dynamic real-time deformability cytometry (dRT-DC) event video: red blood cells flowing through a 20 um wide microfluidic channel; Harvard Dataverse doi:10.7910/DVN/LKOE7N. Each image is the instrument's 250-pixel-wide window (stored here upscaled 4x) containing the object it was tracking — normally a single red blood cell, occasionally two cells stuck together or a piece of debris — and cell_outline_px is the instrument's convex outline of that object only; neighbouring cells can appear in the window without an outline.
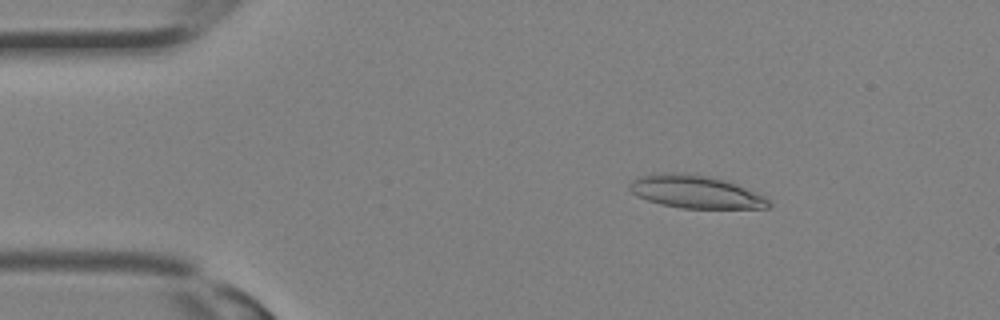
{"species": "Egyptian fruit bat (a non-hibernating species)", "species_latin": "Rousettus aegyptiacus", "temperature_condition": "room temperature", "stored_images_in_passage": 14, "camera_frame_rate_fps": 3000, "um_per_image_px": 0.085, "animal": {"sex": "female"}, "frame": {"image": 1, "passage_image": 4, "time_ms": 1.0, "image_size_px": [1000, 320], "cell_outline_px": [[772, 204], [768, 208], [680, 208], [660, 204], [636, 196], [628, 188], [628, 184], [632, 180], [640, 176], [664, 172], [680, 172], [704, 176], [724, 180], [756, 192], [764, 196]], "centroid_in_image_um": [59.08, 16.31], "position_along_channel_um": 25.9, "area_um2": 26.47}}
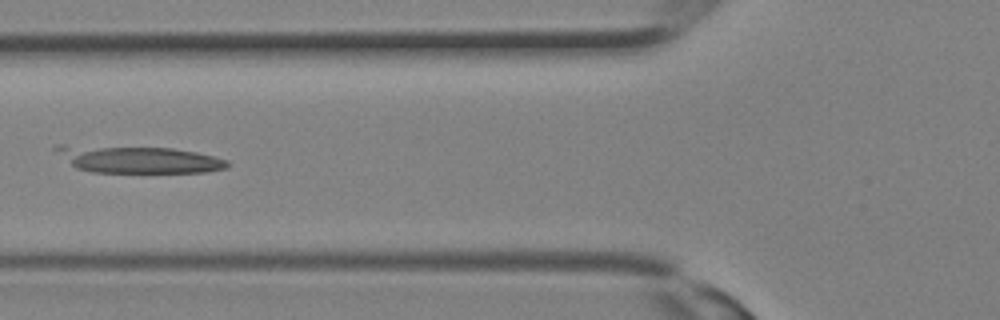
{"frame": {"image": 2, "passage_image": 11, "time_ms": 3.333, "image_size_px": [1000, 320], "cell_outline_px": [[228, 164], [224, 168], [204, 172], [92, 172], [76, 168], [52, 148], [52, 144], [64, 144], [172, 148], [196, 152], [228, 160]], "centroid_in_image_um": [11.66, 13.52], "position_along_channel_um": 114.1, "area_um2": 27.11}}
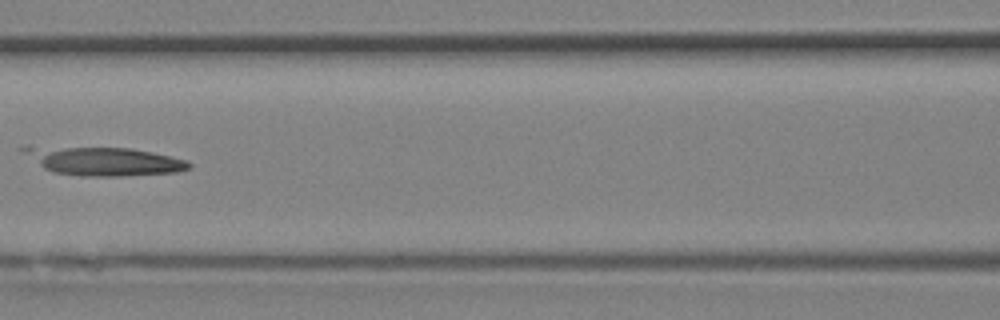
{"frame": {"image": 3, "passage_image": 13, "time_ms": 4.0, "image_size_px": [1000, 320], "cell_outline_px": [[192, 168], [176, 172], [120, 176], [80, 176], [56, 172], [44, 168], [16, 148], [132, 148], [172, 156], [184, 160], [192, 164]], "centroid_in_image_um": [8.92, 13.72], "position_along_channel_um": 157.7, "area_um2": 26.76}}